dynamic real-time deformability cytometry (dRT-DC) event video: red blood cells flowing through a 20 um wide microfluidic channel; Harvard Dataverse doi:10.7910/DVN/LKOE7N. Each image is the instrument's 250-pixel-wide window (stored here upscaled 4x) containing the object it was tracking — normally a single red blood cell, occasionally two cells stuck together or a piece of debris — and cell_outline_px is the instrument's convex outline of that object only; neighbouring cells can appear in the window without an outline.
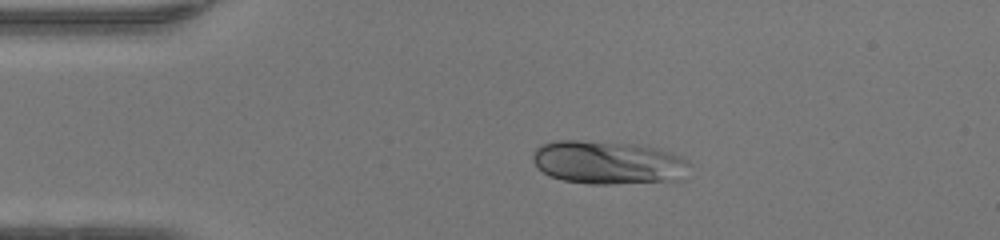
{"species": "human", "species_latin": "Homo sapiens", "temperature_condition": "warm", "stored_images_in_passage": 39, "camera_frame_rate_fps": 3000, "um_per_image_px": 0.085, "donor": {"sex": "female"}, "frame": {"image": 1, "passage_image": 1, "time_ms": 0.0, "image_size_px": [1000, 240], "cell_outline_px": [[692, 164], [684, 180], [612, 184], [588, 184], [564, 180], [548, 176], [532, 160], [532, 152], [540, 144], [552, 140], [580, 140], [636, 144], [660, 148], [672, 152], [688, 160]], "centroid_in_image_um": [51.74, 13.81], "position_along_channel_um": 33.3, "area_um2": 40.4}}
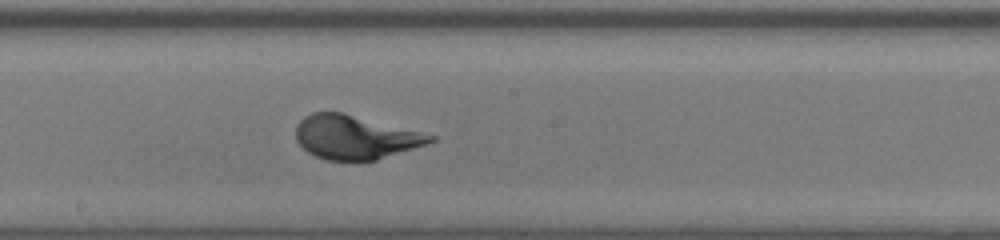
{"frame": {"image": 2, "passage_image": 17, "time_ms": 5.333, "image_size_px": [1000, 240], "cell_outline_px": [[436, 140], [376, 160], [328, 160], [316, 156], [308, 152], [296, 140], [296, 124], [304, 116], [312, 112], [340, 112], [436, 136]], "centroid_in_image_um": [30.12, 11.66], "position_along_channel_um": 218.1, "area_um2": 33.58}}
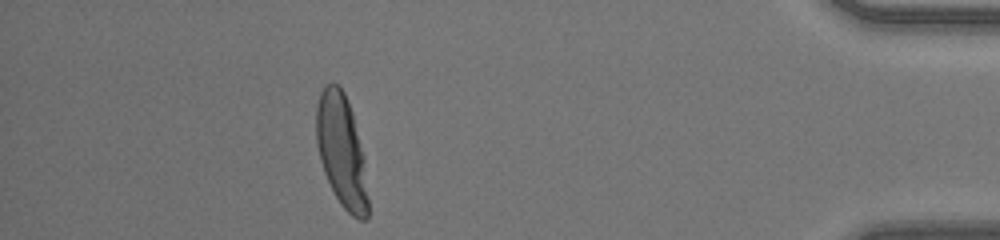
{"frame": {"image": 3, "passage_image": 34, "time_ms": 11.0, "image_size_px": [1000, 240], "cell_outline_px": [[368, 220], [360, 220], [352, 216], [340, 204], [324, 172], [320, 160], [316, 144], [316, 104], [320, 92], [328, 84], [336, 84], [344, 92], [352, 112], [364, 156], [368, 200]], "centroid_in_image_um": [29.03, 12.84], "position_along_channel_um": 406.2, "area_um2": 33.93}, "authors_computed_cell_mechanics": {"area_um2": 34.3332, "velocity_mm_per_s": 4.2713, "shape_relaxation_time_tau1_ms": 3.2845, "shape_relaxation_time_tau2_ms": null, "deformation_change_tau1": 0.2142, "deformation_change_tau2": null}}